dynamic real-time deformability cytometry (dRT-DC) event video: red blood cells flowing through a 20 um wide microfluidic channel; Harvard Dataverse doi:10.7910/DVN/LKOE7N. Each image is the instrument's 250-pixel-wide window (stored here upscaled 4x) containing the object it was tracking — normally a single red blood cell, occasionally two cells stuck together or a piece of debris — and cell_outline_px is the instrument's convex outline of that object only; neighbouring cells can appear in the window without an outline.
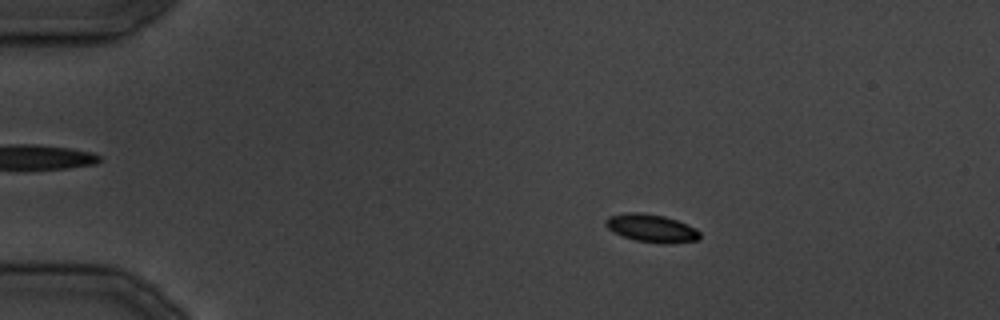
{"species": "common noctule bat (a hibernating species)", "species_latin": "Nyctalus noctula", "temperature_condition": "cold", "stored_images_in_passage": 35, "camera_frame_rate_fps": 3000, "um_per_image_px": 0.085, "animal": {"sex": "male", "body_mass_g": 19.5, "forearm_length_mm": 54.6}, "frame": {"image": 1, "passage_image": 7, "time_ms": 7.0, "image_size_px": [1000, 320], "cell_outline_px": [[700, 236], [696, 240], [664, 244], [636, 240], [624, 236], [608, 228], [604, 224], [604, 220], [608, 216], [624, 212], [640, 212], [664, 216], [688, 224], [696, 228], [700, 232]], "centroid_in_image_um": [55.36, 19.37], "position_along_channel_um": 29.6, "area_um2": 15.26}}
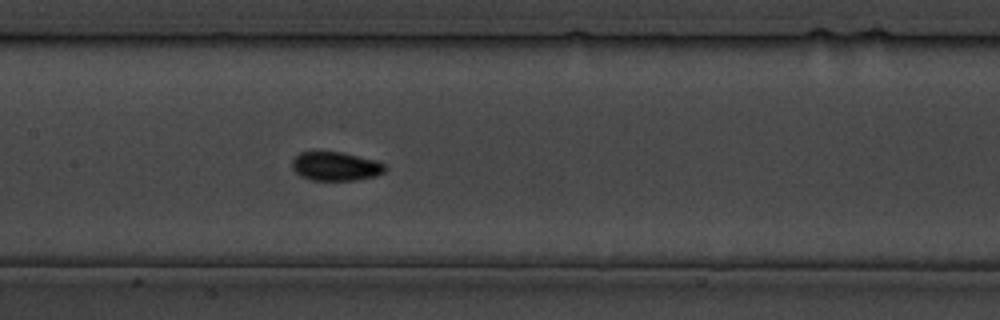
{"frame": {"image": 2, "passage_image": 18, "time_ms": 20.667, "image_size_px": [1000, 320], "cell_outline_px": [[388, 168], [384, 172], [376, 176], [356, 180], [312, 180], [300, 176], [292, 168], [292, 160], [300, 152], [344, 152], [376, 160], [384, 164]], "centroid_in_image_um": [28.56, 14.13], "position_along_channel_um": 178.8, "area_um2": 15.72}}
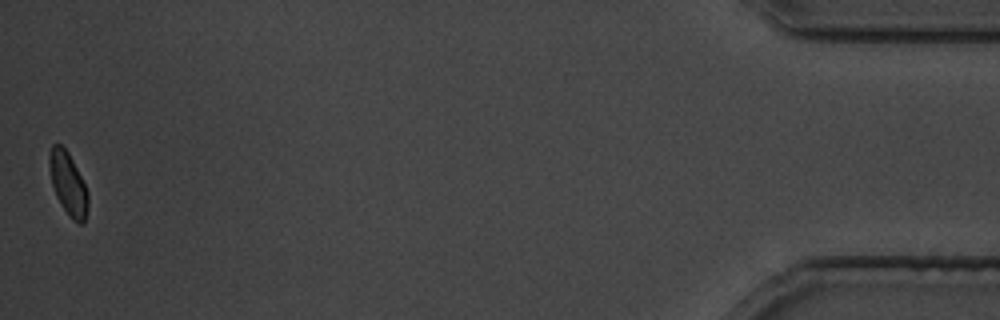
{"frame": {"image": 3, "passage_image": 35, "time_ms": 42.0, "image_size_px": [1000, 320], "cell_outline_px": [[88, 208], [84, 224], [80, 224], [72, 220], [68, 216], [60, 204], [56, 196], [52, 184], [48, 164], [48, 156], [52, 144], [60, 144], [68, 152], [88, 192]], "centroid_in_image_um": [5.77, 15.65], "position_along_channel_um": 429.4, "area_um2": 14.22}}